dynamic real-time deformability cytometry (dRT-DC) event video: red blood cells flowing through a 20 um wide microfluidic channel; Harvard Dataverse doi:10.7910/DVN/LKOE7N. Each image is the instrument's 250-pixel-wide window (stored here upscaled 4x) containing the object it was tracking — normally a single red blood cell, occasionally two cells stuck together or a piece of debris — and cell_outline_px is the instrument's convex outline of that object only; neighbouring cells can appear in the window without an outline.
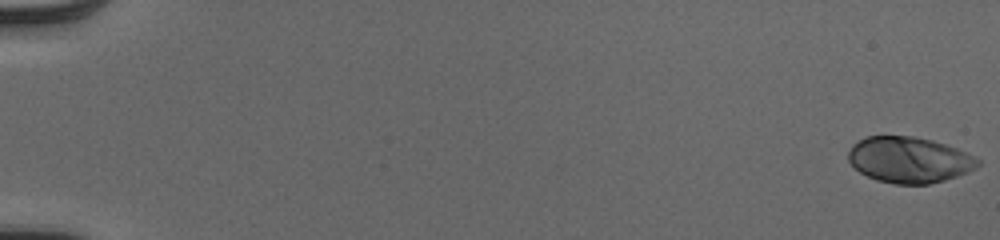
{"species": "human", "species_latin": "Homo sapiens", "temperature_condition": "cold", "stored_images_in_passage": 53, "camera_frame_rate_fps": 3000, "um_per_image_px": 0.085, "donor": {"sex": "male"}, "frame": {"image": 1, "passage_image": 1, "time_ms": 0.0, "image_size_px": [1000, 240], "cell_outline_px": [[980, 164], [976, 168], [968, 172], [944, 180], [928, 184], [896, 184], [876, 180], [860, 172], [848, 160], [848, 152], [852, 144], [864, 136], [912, 136], [932, 140], [968, 152], [980, 160]], "centroid_in_image_um": [77.28, 13.58], "position_along_channel_um": 7.7, "area_um2": 34.74}}
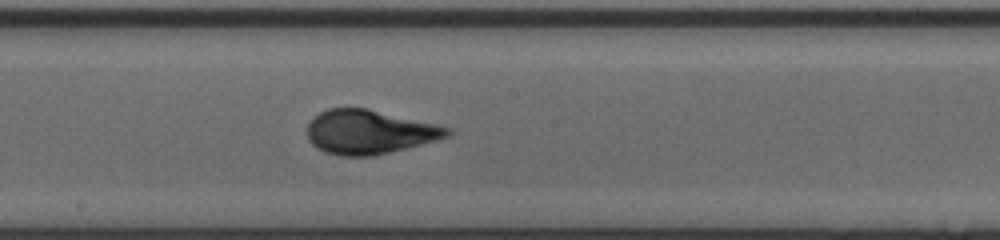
{"frame": {"image": 2, "passage_image": 31, "time_ms": 10.0, "image_size_px": [1000, 240], "cell_outline_px": [[452, 132], [448, 136], [436, 140], [408, 148], [372, 156], [340, 156], [324, 152], [316, 148], [308, 140], [308, 124], [320, 112], [328, 108], [364, 108], [452, 128]], "centroid_in_image_um": [31.37, 11.24], "position_along_channel_um": 216.8, "area_um2": 35.66}}
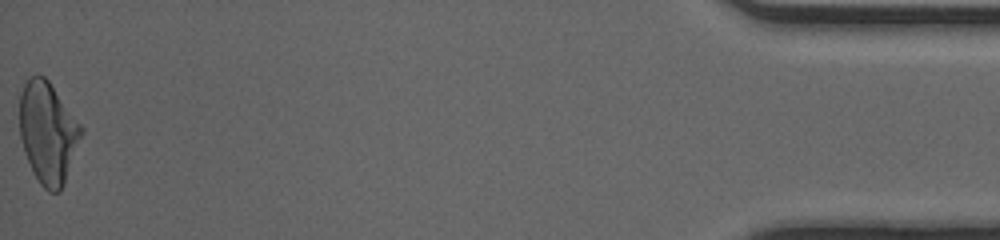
{"frame": {"image": 3, "passage_image": 53, "time_ms": 17.333, "image_size_px": [1000, 240], "cell_outline_px": [[84, 132], [64, 184], [60, 192], [48, 192], [40, 184], [32, 172], [24, 152], [20, 136], [20, 92], [24, 84], [36, 72], [44, 76], [48, 80], [84, 128]], "centroid_in_image_um": [4.08, 11.28], "position_along_channel_um": 431.1, "area_um2": 36.7}, "authors_computed_cell_mechanics": {"area_um2": 35.0268, "velocity_mm_per_s": 4.0948, "shape_relaxation_time_tau1_ms": 5.2799, "shape_relaxation_time_tau2_ms": null, "deformation_change_tau1": 0.2337, "deformation_change_tau2": null}}